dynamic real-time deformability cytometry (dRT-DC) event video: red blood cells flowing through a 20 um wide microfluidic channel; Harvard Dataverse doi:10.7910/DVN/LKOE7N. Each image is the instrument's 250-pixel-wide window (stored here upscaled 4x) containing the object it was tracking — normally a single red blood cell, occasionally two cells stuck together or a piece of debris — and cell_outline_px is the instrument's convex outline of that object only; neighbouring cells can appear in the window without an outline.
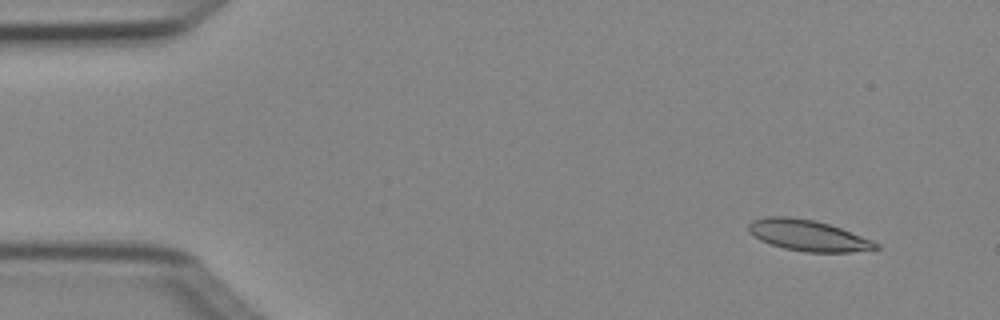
{"species": "Egyptian fruit bat (a non-hibernating species)", "species_latin": "Rousettus aegyptiacus", "temperature_condition": "cold", "stored_images_in_passage": 3, "camera_frame_rate_fps": 3000, "um_per_image_px": 0.085, "animal": {"sex": "female"}, "frame": {"image": 1, "passage_image": 1, "time_ms": 0.0, "image_size_px": [1000, 320], "cell_outline_px": [[880, 248], [852, 252], [804, 252], [784, 248], [760, 240], [748, 232], [748, 224], [752, 220], [764, 216], [788, 216], [816, 220], [840, 228], [872, 240], [880, 244]], "centroid_in_image_um": [68.66, 20.0], "position_along_channel_um": 16.3, "area_um2": 23.06}}
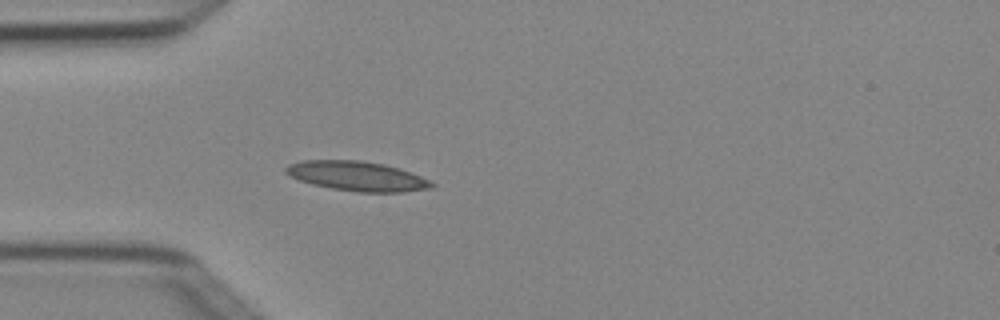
{"frame": {"image": 2, "passage_image": 3, "time_ms": 0.667, "image_size_px": [1000, 320], "cell_outline_px": [[436, 184], [432, 188], [400, 192], [356, 192], [332, 188], [312, 184], [300, 180], [284, 172], [284, 168], [288, 164], [304, 160], [360, 160], [384, 164], [400, 168], [412, 172]], "centroid_in_image_um": [30.36, 14.96], "position_along_channel_um": 54.6, "area_um2": 25.14}}